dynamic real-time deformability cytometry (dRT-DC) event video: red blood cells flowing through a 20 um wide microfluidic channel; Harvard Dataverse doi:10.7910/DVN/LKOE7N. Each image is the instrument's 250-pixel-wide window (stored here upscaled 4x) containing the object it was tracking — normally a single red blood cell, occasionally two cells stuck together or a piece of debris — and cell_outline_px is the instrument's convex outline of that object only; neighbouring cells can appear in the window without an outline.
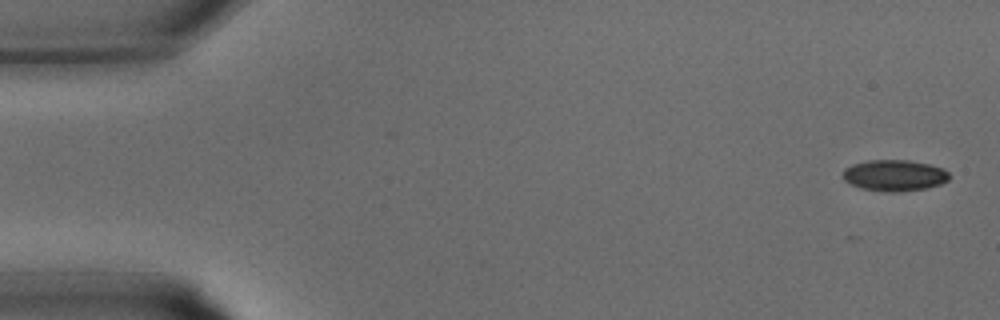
{"species": "common noctule bat (a hibernating species)", "species_latin": "Nyctalus noctula", "temperature_condition": "warm", "stored_images_in_passage": 7, "camera_frame_rate_fps": 3000, "um_per_image_px": 0.085, "animal": {"sex": "male", "body_mass_g": 15.6}, "frame": {"image": 1, "passage_image": 1, "time_ms": 0.0, "image_size_px": [1000, 320], "cell_outline_px": [[948, 180], [940, 184], [924, 188], [896, 192], [888, 192], [860, 188], [844, 180], [844, 168], [852, 164], [868, 160], [908, 160], [928, 164], [944, 168], [948, 172]], "centroid_in_image_um": [76.01, 14.9], "position_along_channel_um": 9.0, "area_um2": 19.19}}